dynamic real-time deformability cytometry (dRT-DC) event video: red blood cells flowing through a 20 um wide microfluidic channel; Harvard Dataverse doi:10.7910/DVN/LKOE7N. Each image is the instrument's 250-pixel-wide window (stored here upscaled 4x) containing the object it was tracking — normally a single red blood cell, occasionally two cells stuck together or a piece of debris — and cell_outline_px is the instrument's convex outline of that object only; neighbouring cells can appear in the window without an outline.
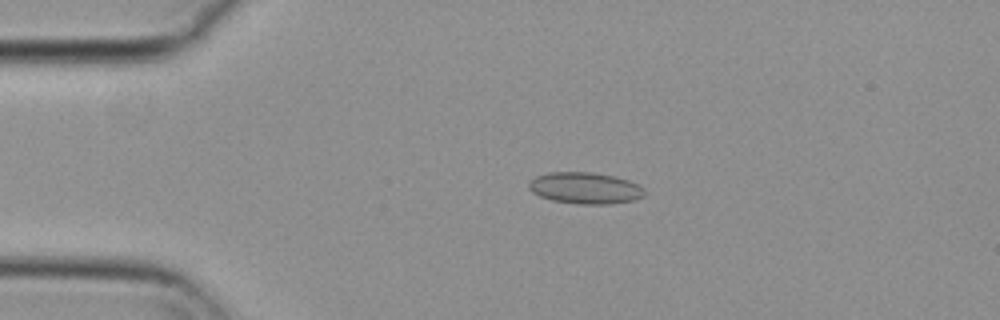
{"species": "common noctule bat (a hibernating species)", "species_latin": "Nyctalus noctula", "temperature_condition": "cold", "stored_images_in_passage": 55, "camera_frame_rate_fps": 3000, "um_per_image_px": 0.085, "animal": {"sex": "female", "body_mass_g": 29.2, "forearm_length_mm": 56.3}, "frame": {"image": 1, "passage_image": 11, "time_ms": 3.333, "image_size_px": [1000, 320], "cell_outline_px": [[644, 196], [636, 200], [612, 204], [580, 204], [552, 200], [540, 196], [532, 192], [528, 188], [528, 184], [536, 176], [548, 172], [592, 172], [612, 176], [628, 180], [644, 188]], "centroid_in_image_um": [49.74, 15.99], "position_along_channel_um": 35.3, "area_um2": 21.21}}
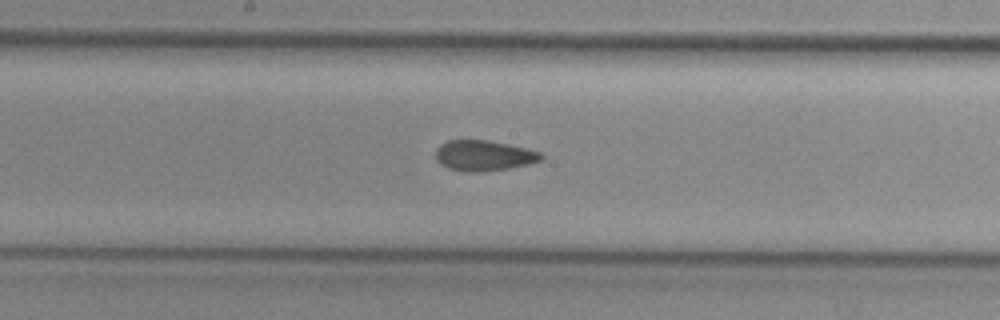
{"frame": {"image": 2, "passage_image": 28, "time_ms": 9.0, "image_size_px": [1000, 320], "cell_outline_px": [[544, 160], [528, 164], [508, 168], [480, 172], [468, 172], [448, 168], [436, 160], [436, 148], [440, 144], [448, 140], [488, 140], [508, 144], [540, 152], [544, 156]], "centroid_in_image_um": [41.12, 13.22], "position_along_channel_um": 207.1, "area_um2": 18.73}}
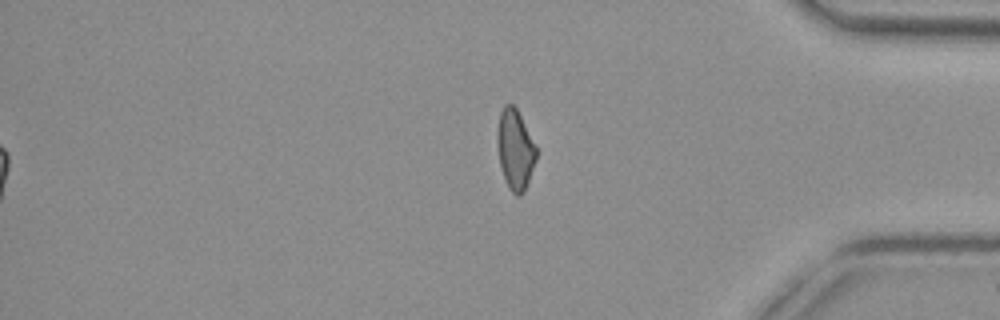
{"frame": {"image": 3, "passage_image": 45, "time_ms": 14.667, "image_size_px": [1000, 320], "cell_outline_px": [[536, 160], [524, 192], [520, 196], [516, 196], [508, 188], [500, 164], [496, 140], [496, 132], [500, 112], [504, 104], [512, 104], [516, 108], [536, 148]], "centroid_in_image_um": [43.76, 12.72], "position_along_channel_um": 391.4, "area_um2": 17.98}, "authors_computed_cell_mechanics": {"area_um2": 19.1318, "velocity_mm_per_s": 3.707, "shape_relaxation_time_tau1_ms": null, "shape_relaxation_time_tau2_ms": 3.0348, "deformation_change_tau1": null, "deformation_change_tau2": 0.0874}}